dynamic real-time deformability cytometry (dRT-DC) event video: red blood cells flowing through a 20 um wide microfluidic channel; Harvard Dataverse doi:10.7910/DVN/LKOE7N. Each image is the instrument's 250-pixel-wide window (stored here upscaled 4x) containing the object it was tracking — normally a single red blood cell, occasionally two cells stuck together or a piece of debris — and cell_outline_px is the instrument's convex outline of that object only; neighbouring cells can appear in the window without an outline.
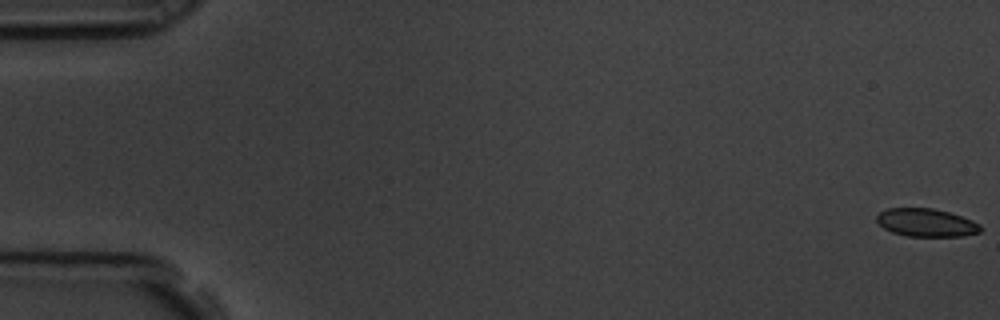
{"species": "common noctule bat (a hibernating species)", "species_latin": "Nyctalus noctula", "temperature_condition": "room temperature", "stored_images_in_passage": 7, "camera_frame_rate_fps": 3000, "um_per_image_px": 0.085, "animal": {"sex": "male", "body_mass_g": 19.5, "forearm_length_mm": 54.6}, "frame": {"image": 1, "passage_image": 1, "time_ms": 0.0, "image_size_px": [1000, 320], "cell_outline_px": [[980, 232], [964, 236], [908, 236], [892, 232], [884, 228], [876, 220], [876, 216], [880, 212], [888, 208], [932, 208], [948, 212], [972, 220], [980, 224]], "centroid_in_image_um": [78.72, 18.92], "position_along_channel_um": 6.3, "area_um2": 16.82}}
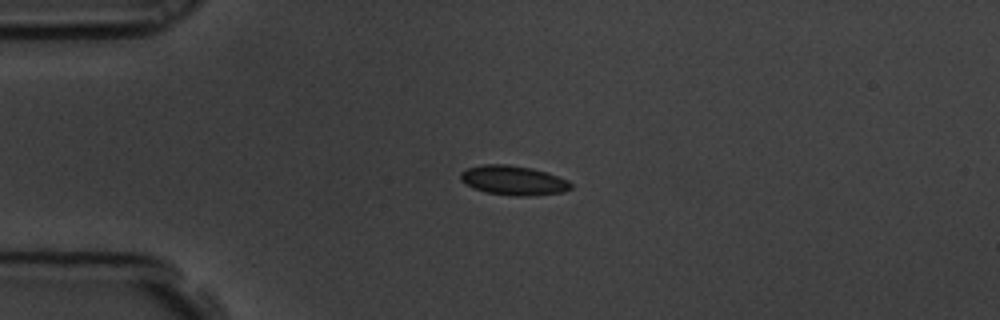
{"frame": {"image": 2, "passage_image": 5, "time_ms": 1.333, "image_size_px": [1000, 320], "cell_outline_px": [[572, 188], [564, 192], [528, 196], [512, 196], [488, 192], [476, 188], [460, 180], [460, 172], [468, 168], [484, 164], [504, 164], [532, 168], [568, 180], [572, 184]], "centroid_in_image_um": [43.66, 15.33], "position_along_channel_um": 41.3, "area_um2": 18.67}}
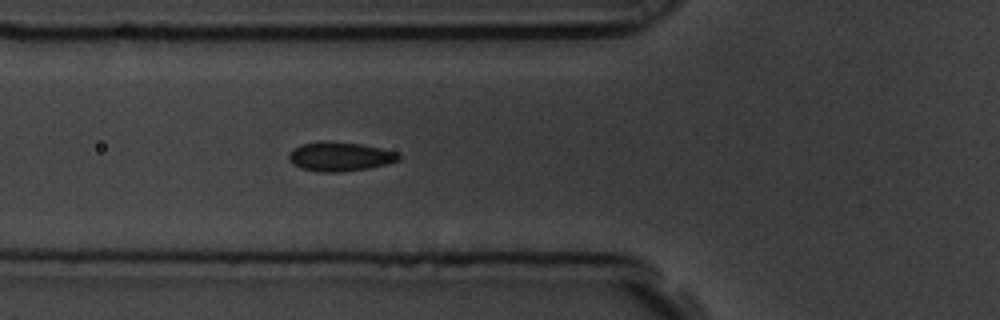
{"frame": {"image": 3, "passage_image": 7, "time_ms": 2.0, "image_size_px": [1000, 320], "cell_outline_px": [[400, 160], [388, 164], [368, 168], [340, 172], [316, 172], [300, 168], [292, 164], [288, 160], [288, 152], [292, 148], [300, 144], [360, 144], [400, 152]], "centroid_in_image_um": [28.9, 13.36], "position_along_channel_um": 96.9, "area_um2": 18.21}}